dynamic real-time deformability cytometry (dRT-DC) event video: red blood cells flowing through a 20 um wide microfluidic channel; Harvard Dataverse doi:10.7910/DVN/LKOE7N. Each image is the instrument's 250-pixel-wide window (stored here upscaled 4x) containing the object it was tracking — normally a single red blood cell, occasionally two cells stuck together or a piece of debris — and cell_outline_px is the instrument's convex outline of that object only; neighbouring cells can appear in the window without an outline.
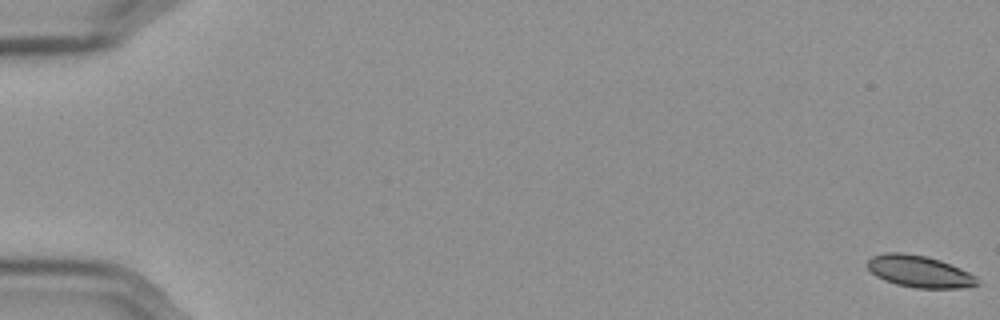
{"species": "Egyptian fruit bat (a non-hibernating species)", "species_latin": "Rousettus aegyptiacus", "temperature_condition": "cold", "stored_images_in_passage": 58, "camera_frame_rate_fps": 3000, "um_per_image_px": 0.085, "frame": {"image": 1, "passage_image": 1, "time_ms": 0.0, "image_size_px": [1000, 320], "cell_outline_px": [[980, 284], [960, 288], [916, 288], [896, 284], [884, 280], [876, 276], [864, 264], [872, 256], [884, 252], [904, 252], [924, 256], [940, 260], [960, 268], [976, 276]], "centroid_in_image_um": [78.11, 23.07], "position_along_channel_um": 6.9, "area_um2": 20.46}}
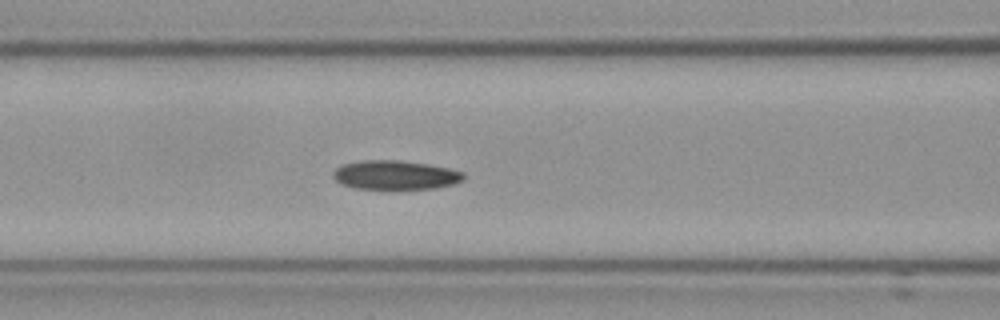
{"frame": {"image": 2, "passage_image": 26, "time_ms": 8.333, "image_size_px": [1000, 320], "cell_outline_px": [[464, 180], [456, 184], [436, 188], [392, 192], [352, 188], [336, 180], [332, 176], [332, 172], [340, 164], [364, 160], [396, 160], [428, 164], [448, 168], [464, 172]], "centroid_in_image_um": [33.6, 14.93], "position_along_channel_um": 133.0, "area_um2": 23.24}}
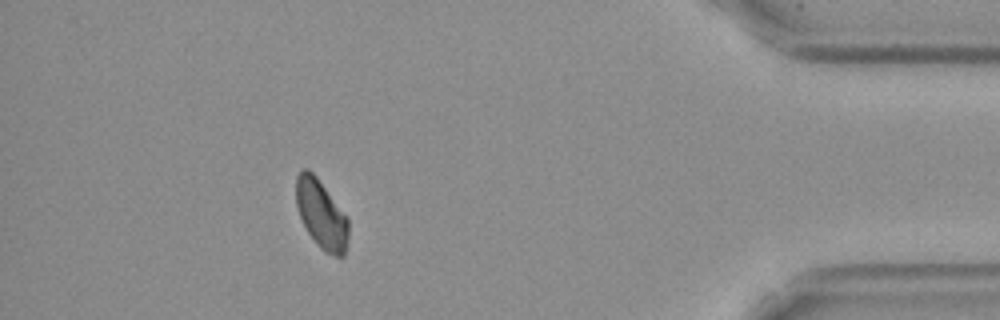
{"frame": {"image": 3, "passage_image": 53, "time_ms": 17.333, "image_size_px": [1000, 320], "cell_outline_px": [[348, 240], [344, 256], [336, 256], [324, 252], [316, 244], [308, 232], [300, 216], [296, 204], [296, 176], [300, 168], [308, 168], [316, 176], [348, 216]], "centroid_in_image_um": [27.32, 18.19], "position_along_channel_um": 407.9, "area_um2": 21.15}, "authors_computed_cell_mechanics": {"area_um2": 21.9062, "velocity_mm_per_s": 3.556, "shape_relaxation_time_tau1_ms": 5.9008, "shape_relaxation_time_tau2_ms": null, "deformation_change_tau1": 0.1058, "deformation_change_tau2": null}}